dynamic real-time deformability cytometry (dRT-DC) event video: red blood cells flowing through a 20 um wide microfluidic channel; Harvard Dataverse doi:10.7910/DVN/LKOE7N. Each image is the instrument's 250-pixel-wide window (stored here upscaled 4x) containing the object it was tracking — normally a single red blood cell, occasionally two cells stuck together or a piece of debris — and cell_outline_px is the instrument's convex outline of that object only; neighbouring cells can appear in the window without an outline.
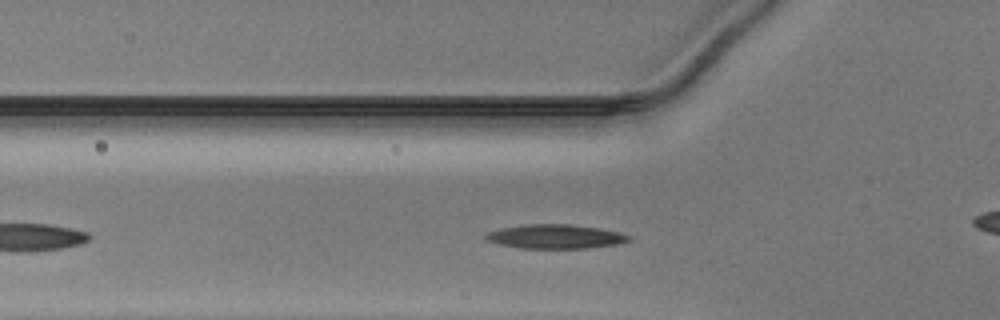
{"species": "Egyptian fruit bat (a non-hibernating species)", "species_latin": "Rousettus aegyptiacus", "temperature_condition": "warm", "stored_images_in_passage": 32, "camera_frame_rate_fps": 3000, "um_per_image_px": 0.085, "animal": {"sex": "male"}, "frame": {"image": 1, "passage_image": 7, "time_ms": 2.0, "image_size_px": [1000, 320], "cell_outline_px": [[632, 240], [616, 244], [588, 248], [524, 248], [500, 244], [484, 240], [484, 236], [488, 232], [500, 228], [524, 224], [568, 224], [600, 228], [620, 232], [632, 236]], "centroid_in_image_um": [47.22, 20.1], "position_along_channel_um": 78.6, "area_um2": 20.17}}
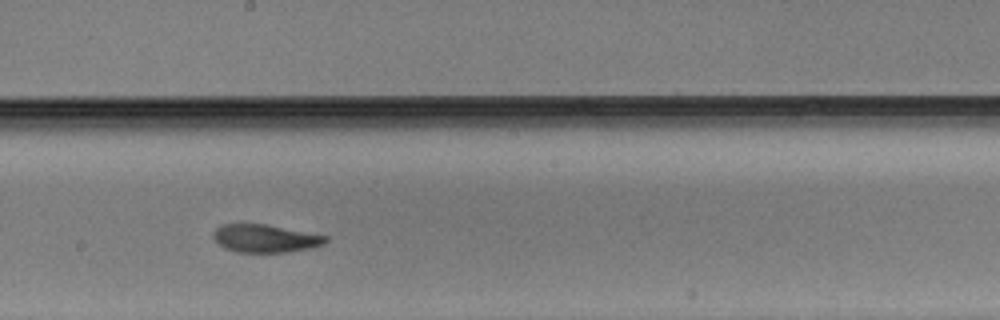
{"frame": {"image": 2, "passage_image": 18, "time_ms": 5.667, "image_size_px": [1000, 320], "cell_outline_px": [[328, 240], [324, 244], [312, 248], [288, 252], [236, 252], [224, 248], [212, 236], [212, 232], [220, 224], [268, 224], [328, 236]], "centroid_in_image_um": [22.55, 20.26], "position_along_channel_um": 225.6, "area_um2": 18.44}}
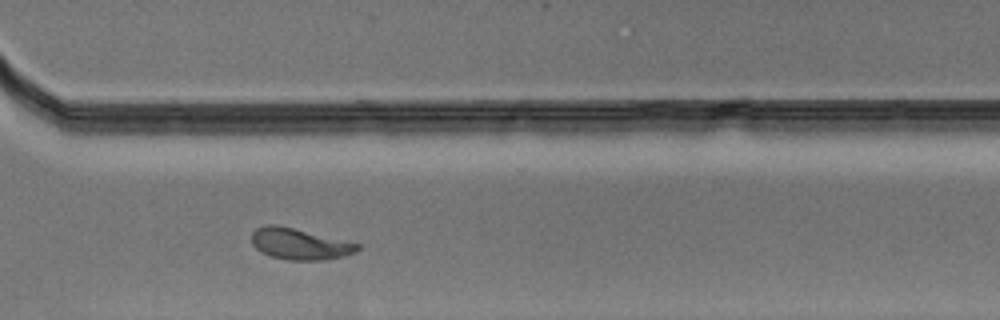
{"frame": {"image": 3, "passage_image": 27, "time_ms": 8.667, "image_size_px": [1000, 320], "cell_outline_px": [[360, 248], [356, 252], [324, 260], [288, 260], [272, 256], [260, 252], [252, 244], [252, 232], [256, 228], [264, 224], [276, 224], [360, 244]], "centroid_in_image_um": [25.42, 20.73], "position_along_channel_um": 345.2, "area_um2": 19.07}}